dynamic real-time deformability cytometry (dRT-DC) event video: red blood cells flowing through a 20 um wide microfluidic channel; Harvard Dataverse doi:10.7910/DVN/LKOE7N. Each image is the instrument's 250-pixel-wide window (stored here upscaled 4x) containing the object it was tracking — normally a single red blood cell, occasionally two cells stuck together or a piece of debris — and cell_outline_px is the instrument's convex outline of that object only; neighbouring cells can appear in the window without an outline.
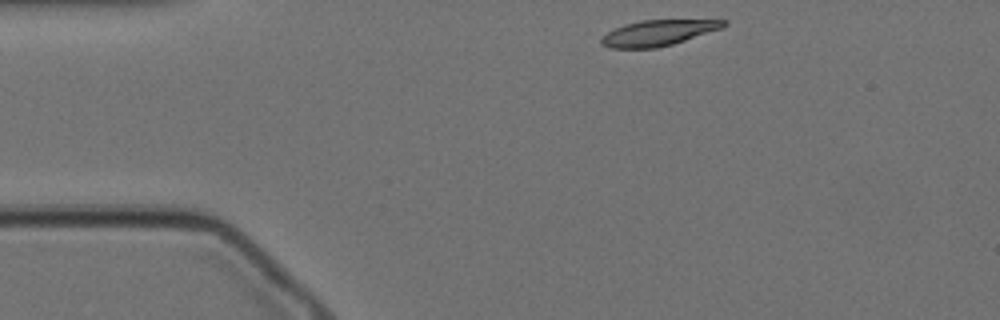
{"species": "Egyptian fruit bat (a non-hibernating species)", "species_latin": "Rousettus aegyptiacus", "temperature_condition": "cold", "stored_images_in_passage": 49, "camera_frame_rate_fps": 3000, "um_per_image_px": 0.085, "animal": {"sex": "female"}, "frame": {"image": 1, "passage_image": 1, "time_ms": 0.0, "image_size_px": [1000, 320], "cell_outline_px": [[728, 24], [720, 28], [672, 44], [656, 48], [612, 48], [600, 44], [600, 40], [608, 32], [624, 24], [640, 20], [728, 20]], "centroid_in_image_um": [55.91, 2.79], "position_along_channel_um": 29.1, "area_um2": 17.98}}
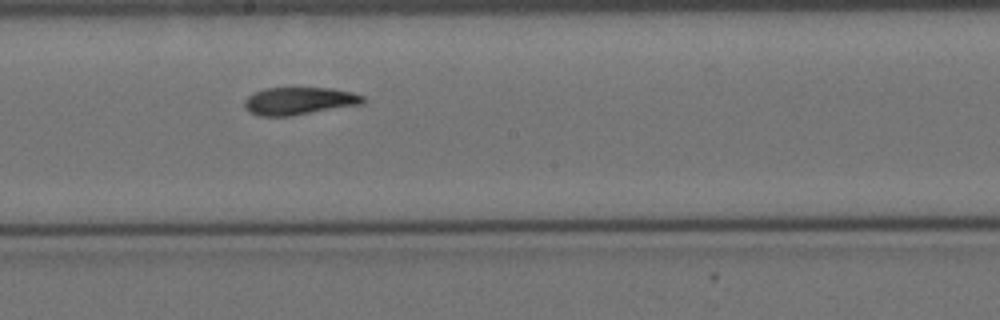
{"frame": {"image": 2, "passage_image": 22, "time_ms": 7.0, "image_size_px": [1000, 320], "cell_outline_px": [[364, 104], [292, 116], [260, 116], [248, 112], [244, 108], [244, 100], [248, 96], [256, 92], [268, 88], [332, 88], [352, 92], [364, 96]], "centroid_in_image_um": [25.44, 8.59], "position_along_channel_um": 222.8, "area_um2": 19.19}}
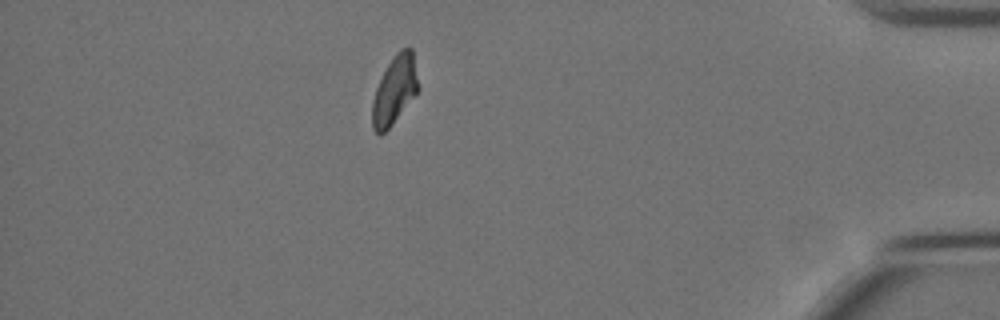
{"frame": {"image": 3, "passage_image": 42, "time_ms": 13.667, "image_size_px": [1000, 320], "cell_outline_px": [[420, 88], [392, 124], [380, 136], [372, 128], [372, 100], [376, 88], [392, 56], [400, 48], [412, 48]], "centroid_in_image_um": [33.54, 7.64], "position_along_channel_um": 401.7, "area_um2": 18.21}, "authors_computed_cell_mechanics": {"area_um2": 19.1896, "velocity_mm_per_s": 3.4124, "shape_relaxation_time_tau1_ms": null, "shape_relaxation_time_tau2_ms": 3.6986, "deformation_change_tau1": null, "deformation_change_tau2": 0.08}}